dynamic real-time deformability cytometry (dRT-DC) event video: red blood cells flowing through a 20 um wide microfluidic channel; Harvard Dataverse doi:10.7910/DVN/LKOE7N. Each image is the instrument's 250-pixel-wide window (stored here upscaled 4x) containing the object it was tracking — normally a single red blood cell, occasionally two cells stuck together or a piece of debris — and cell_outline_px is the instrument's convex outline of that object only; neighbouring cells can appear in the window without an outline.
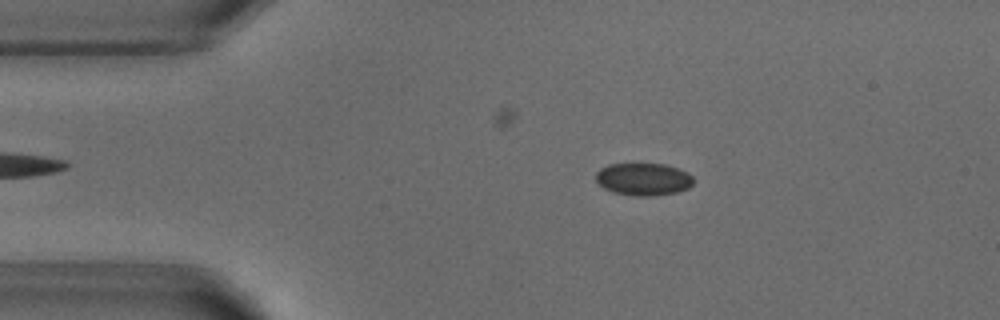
{"species": "common noctule bat (a hibernating species)", "species_latin": "Nyctalus noctula", "temperature_condition": "warm", "stored_images_in_passage": 45, "camera_frame_rate_fps": 3000, "um_per_image_px": 0.085, "animal": {"sex": "male", "body_mass_g": 18.8}, "frame": {"image": 1, "passage_image": 9, "time_ms": 2.667, "image_size_px": [1000, 320], "cell_outline_px": [[692, 184], [688, 188], [676, 192], [648, 196], [640, 196], [616, 192], [604, 188], [596, 180], [596, 172], [600, 168], [608, 164], [640, 160], [664, 164], [688, 172], [692, 176]], "centroid_in_image_um": [54.66, 15.16], "position_along_channel_um": 30.3, "area_um2": 18.96}}
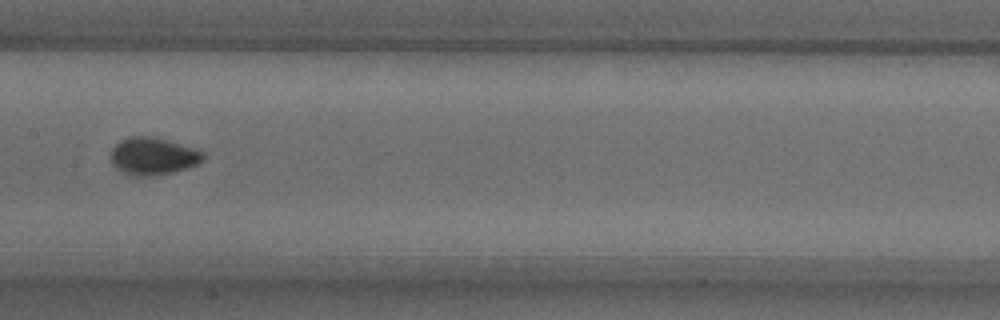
{"frame": {"image": 2, "passage_image": 25, "time_ms": 8.0, "image_size_px": [1000, 320], "cell_outline_px": [[204, 160], [188, 168], [172, 172], [152, 176], [128, 176], [116, 168], [112, 164], [108, 156], [112, 148], [120, 140], [132, 136], [152, 136], [196, 148], [204, 152]], "centroid_in_image_um": [12.97, 13.28], "position_along_channel_um": 194.4, "area_um2": 20.46}}
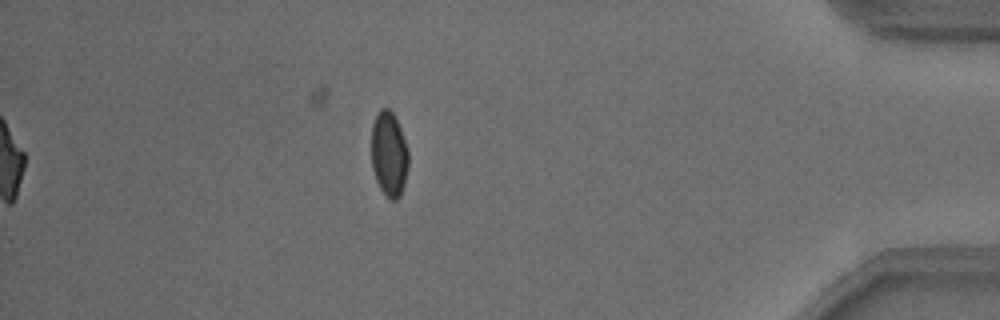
{"frame": {"image": 3, "passage_image": 45, "time_ms": 14.667, "image_size_px": [1000, 320], "cell_outline_px": [[408, 164], [404, 184], [400, 196], [396, 200], [392, 200], [380, 188], [376, 180], [372, 168], [372, 124], [376, 112], [380, 108], [388, 108], [396, 116], [408, 148]], "centroid_in_image_um": [33.06, 13.04], "position_along_channel_um": 402.1, "area_um2": 18.44}, "authors_computed_cell_mechanics": {"area_um2": 18.9006, "velocity_mm_per_s": 3.8253, "shape_relaxation_time_tau1_ms": 4.7242, "shape_relaxation_time_tau2_ms": null, "deformation_change_tau1": 0.0932, "deformation_change_tau2": null}}